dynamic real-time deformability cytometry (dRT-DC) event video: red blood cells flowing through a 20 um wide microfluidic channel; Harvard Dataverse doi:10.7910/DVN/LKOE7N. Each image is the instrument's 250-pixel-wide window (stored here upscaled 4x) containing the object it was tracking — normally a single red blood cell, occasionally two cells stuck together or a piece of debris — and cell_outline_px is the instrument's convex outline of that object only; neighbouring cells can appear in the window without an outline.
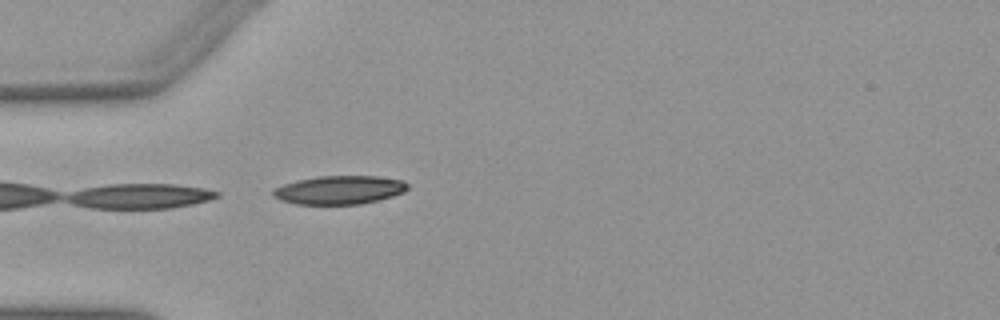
{"species": "Egyptian fruit bat (a non-hibernating species)", "species_latin": "Rousettus aegyptiacus", "temperature_condition": "warm", "stored_images_in_passage": 9, "camera_frame_rate_fps": 3000, "um_per_image_px": 0.085, "animal": {"sex": "female"}, "frame": {"image": 1, "passage_image": 1, "time_ms": 0.0, "image_size_px": [1000, 320], "cell_outline_px": [[408, 188], [404, 192], [380, 200], [360, 204], [296, 204], [280, 200], [272, 196], [272, 192], [276, 188], [284, 184], [296, 180], [320, 176], [376, 176], [404, 180], [408, 184]], "centroid_in_image_um": [28.86, 16.14], "position_along_channel_um": 56.1, "area_um2": 22.43}}